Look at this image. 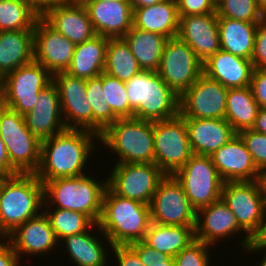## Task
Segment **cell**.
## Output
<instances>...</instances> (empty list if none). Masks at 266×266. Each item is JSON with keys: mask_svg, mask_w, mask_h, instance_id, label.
Masks as SVG:
<instances>
[{"mask_svg": "<svg viewBox=\"0 0 266 266\" xmlns=\"http://www.w3.org/2000/svg\"><path fill=\"white\" fill-rule=\"evenodd\" d=\"M99 136L87 130L66 129L41 141L40 163L35 175L40 181L84 175Z\"/></svg>", "mask_w": 266, "mask_h": 266, "instance_id": "6da1fadb", "label": "cell"}, {"mask_svg": "<svg viewBox=\"0 0 266 266\" xmlns=\"http://www.w3.org/2000/svg\"><path fill=\"white\" fill-rule=\"evenodd\" d=\"M151 223L150 207L134 199L121 197L106 186L98 231L110 246L142 241Z\"/></svg>", "mask_w": 266, "mask_h": 266, "instance_id": "7a4b0ae2", "label": "cell"}, {"mask_svg": "<svg viewBox=\"0 0 266 266\" xmlns=\"http://www.w3.org/2000/svg\"><path fill=\"white\" fill-rule=\"evenodd\" d=\"M44 203V185L35 174L4 177L0 184V236L36 217Z\"/></svg>", "mask_w": 266, "mask_h": 266, "instance_id": "3957f363", "label": "cell"}, {"mask_svg": "<svg viewBox=\"0 0 266 266\" xmlns=\"http://www.w3.org/2000/svg\"><path fill=\"white\" fill-rule=\"evenodd\" d=\"M125 85L134 118L161 121L179 115V96L157 71L141 70Z\"/></svg>", "mask_w": 266, "mask_h": 266, "instance_id": "277c9868", "label": "cell"}, {"mask_svg": "<svg viewBox=\"0 0 266 266\" xmlns=\"http://www.w3.org/2000/svg\"><path fill=\"white\" fill-rule=\"evenodd\" d=\"M41 182L44 185L43 206L48 207V210L54 206L59 209L77 211L87 215L95 224L99 222L107 180L105 183L104 181L100 183L89 174H84L78 177L56 178Z\"/></svg>", "mask_w": 266, "mask_h": 266, "instance_id": "5b68a950", "label": "cell"}, {"mask_svg": "<svg viewBox=\"0 0 266 266\" xmlns=\"http://www.w3.org/2000/svg\"><path fill=\"white\" fill-rule=\"evenodd\" d=\"M121 163H155L153 121L120 118L99 136Z\"/></svg>", "mask_w": 266, "mask_h": 266, "instance_id": "8992f818", "label": "cell"}, {"mask_svg": "<svg viewBox=\"0 0 266 266\" xmlns=\"http://www.w3.org/2000/svg\"><path fill=\"white\" fill-rule=\"evenodd\" d=\"M0 137L11 166L19 174H35L40 163L41 140L26 126L24 115L1 103Z\"/></svg>", "mask_w": 266, "mask_h": 266, "instance_id": "52a82bcc", "label": "cell"}, {"mask_svg": "<svg viewBox=\"0 0 266 266\" xmlns=\"http://www.w3.org/2000/svg\"><path fill=\"white\" fill-rule=\"evenodd\" d=\"M52 81L53 75L33 60L2 78L0 103L25 115L37 103L39 92Z\"/></svg>", "mask_w": 266, "mask_h": 266, "instance_id": "ba28073f", "label": "cell"}, {"mask_svg": "<svg viewBox=\"0 0 266 266\" xmlns=\"http://www.w3.org/2000/svg\"><path fill=\"white\" fill-rule=\"evenodd\" d=\"M155 164L166 174L174 175L194 155L185 119L180 115L153 121Z\"/></svg>", "mask_w": 266, "mask_h": 266, "instance_id": "9c48e42d", "label": "cell"}, {"mask_svg": "<svg viewBox=\"0 0 266 266\" xmlns=\"http://www.w3.org/2000/svg\"><path fill=\"white\" fill-rule=\"evenodd\" d=\"M174 176L196 211L221 198L224 181L211 156L194 154Z\"/></svg>", "mask_w": 266, "mask_h": 266, "instance_id": "30bf717a", "label": "cell"}, {"mask_svg": "<svg viewBox=\"0 0 266 266\" xmlns=\"http://www.w3.org/2000/svg\"><path fill=\"white\" fill-rule=\"evenodd\" d=\"M157 73L180 97L203 74V63L187 43L178 37L168 38Z\"/></svg>", "mask_w": 266, "mask_h": 266, "instance_id": "8fae6325", "label": "cell"}, {"mask_svg": "<svg viewBox=\"0 0 266 266\" xmlns=\"http://www.w3.org/2000/svg\"><path fill=\"white\" fill-rule=\"evenodd\" d=\"M107 186L117 195L149 205L165 173L155 163L115 164Z\"/></svg>", "mask_w": 266, "mask_h": 266, "instance_id": "7c38bea8", "label": "cell"}, {"mask_svg": "<svg viewBox=\"0 0 266 266\" xmlns=\"http://www.w3.org/2000/svg\"><path fill=\"white\" fill-rule=\"evenodd\" d=\"M151 222L160 225L195 227L196 210L191 206L181 183L165 175L149 204Z\"/></svg>", "mask_w": 266, "mask_h": 266, "instance_id": "4fadbf2b", "label": "cell"}, {"mask_svg": "<svg viewBox=\"0 0 266 266\" xmlns=\"http://www.w3.org/2000/svg\"><path fill=\"white\" fill-rule=\"evenodd\" d=\"M221 198L245 231L240 244L246 249L249 236L257 228L265 211L260 184L258 180L224 182Z\"/></svg>", "mask_w": 266, "mask_h": 266, "instance_id": "5bb4252c", "label": "cell"}, {"mask_svg": "<svg viewBox=\"0 0 266 266\" xmlns=\"http://www.w3.org/2000/svg\"><path fill=\"white\" fill-rule=\"evenodd\" d=\"M228 89L202 74L179 97V115L183 118L224 119Z\"/></svg>", "mask_w": 266, "mask_h": 266, "instance_id": "9a60e30c", "label": "cell"}, {"mask_svg": "<svg viewBox=\"0 0 266 266\" xmlns=\"http://www.w3.org/2000/svg\"><path fill=\"white\" fill-rule=\"evenodd\" d=\"M53 82L58 87L61 114L66 128L92 132V108L86 98V79L59 72L53 75Z\"/></svg>", "mask_w": 266, "mask_h": 266, "instance_id": "2e32d148", "label": "cell"}, {"mask_svg": "<svg viewBox=\"0 0 266 266\" xmlns=\"http://www.w3.org/2000/svg\"><path fill=\"white\" fill-rule=\"evenodd\" d=\"M34 61L52 75L66 72L72 61L75 44L52 28L42 17L33 30Z\"/></svg>", "mask_w": 266, "mask_h": 266, "instance_id": "e0dca14e", "label": "cell"}, {"mask_svg": "<svg viewBox=\"0 0 266 266\" xmlns=\"http://www.w3.org/2000/svg\"><path fill=\"white\" fill-rule=\"evenodd\" d=\"M177 37L187 43L204 63L221 49L217 12L179 16Z\"/></svg>", "mask_w": 266, "mask_h": 266, "instance_id": "ac0fdd59", "label": "cell"}, {"mask_svg": "<svg viewBox=\"0 0 266 266\" xmlns=\"http://www.w3.org/2000/svg\"><path fill=\"white\" fill-rule=\"evenodd\" d=\"M84 6L97 35L122 38L133 26L134 10L129 1H88Z\"/></svg>", "mask_w": 266, "mask_h": 266, "instance_id": "d6986e66", "label": "cell"}, {"mask_svg": "<svg viewBox=\"0 0 266 266\" xmlns=\"http://www.w3.org/2000/svg\"><path fill=\"white\" fill-rule=\"evenodd\" d=\"M26 126L41 141L66 130L57 85L52 81L38 94L33 109L24 115Z\"/></svg>", "mask_w": 266, "mask_h": 266, "instance_id": "ffe728a7", "label": "cell"}, {"mask_svg": "<svg viewBox=\"0 0 266 266\" xmlns=\"http://www.w3.org/2000/svg\"><path fill=\"white\" fill-rule=\"evenodd\" d=\"M211 158L224 182L257 181L259 179L260 171L238 134L218 149Z\"/></svg>", "mask_w": 266, "mask_h": 266, "instance_id": "44dd1931", "label": "cell"}, {"mask_svg": "<svg viewBox=\"0 0 266 266\" xmlns=\"http://www.w3.org/2000/svg\"><path fill=\"white\" fill-rule=\"evenodd\" d=\"M194 230L195 240L211 246L234 233L245 232L222 198L196 211Z\"/></svg>", "mask_w": 266, "mask_h": 266, "instance_id": "7402d4cb", "label": "cell"}, {"mask_svg": "<svg viewBox=\"0 0 266 266\" xmlns=\"http://www.w3.org/2000/svg\"><path fill=\"white\" fill-rule=\"evenodd\" d=\"M6 238L18 257L21 253L39 256V253H48L60 244L43 211L16 227Z\"/></svg>", "mask_w": 266, "mask_h": 266, "instance_id": "603a6c76", "label": "cell"}, {"mask_svg": "<svg viewBox=\"0 0 266 266\" xmlns=\"http://www.w3.org/2000/svg\"><path fill=\"white\" fill-rule=\"evenodd\" d=\"M184 119L189 144L196 155L212 156L237 134L225 119Z\"/></svg>", "mask_w": 266, "mask_h": 266, "instance_id": "cb8c5ba5", "label": "cell"}, {"mask_svg": "<svg viewBox=\"0 0 266 266\" xmlns=\"http://www.w3.org/2000/svg\"><path fill=\"white\" fill-rule=\"evenodd\" d=\"M253 70L251 60L221 49L203 63V74L227 89L250 86Z\"/></svg>", "mask_w": 266, "mask_h": 266, "instance_id": "d4e9b609", "label": "cell"}, {"mask_svg": "<svg viewBox=\"0 0 266 266\" xmlns=\"http://www.w3.org/2000/svg\"><path fill=\"white\" fill-rule=\"evenodd\" d=\"M42 18L75 45L97 35L84 5L60 4Z\"/></svg>", "mask_w": 266, "mask_h": 266, "instance_id": "484cf974", "label": "cell"}, {"mask_svg": "<svg viewBox=\"0 0 266 266\" xmlns=\"http://www.w3.org/2000/svg\"><path fill=\"white\" fill-rule=\"evenodd\" d=\"M133 26L167 39L177 37L179 14L176 0H162L152 6L134 9Z\"/></svg>", "mask_w": 266, "mask_h": 266, "instance_id": "4316f807", "label": "cell"}, {"mask_svg": "<svg viewBox=\"0 0 266 266\" xmlns=\"http://www.w3.org/2000/svg\"><path fill=\"white\" fill-rule=\"evenodd\" d=\"M34 60L33 30L0 31V76Z\"/></svg>", "mask_w": 266, "mask_h": 266, "instance_id": "83f0119b", "label": "cell"}, {"mask_svg": "<svg viewBox=\"0 0 266 266\" xmlns=\"http://www.w3.org/2000/svg\"><path fill=\"white\" fill-rule=\"evenodd\" d=\"M108 40V37L96 35L90 40L76 44L66 72L82 79H90L103 73Z\"/></svg>", "mask_w": 266, "mask_h": 266, "instance_id": "f1b7e54d", "label": "cell"}, {"mask_svg": "<svg viewBox=\"0 0 266 266\" xmlns=\"http://www.w3.org/2000/svg\"><path fill=\"white\" fill-rule=\"evenodd\" d=\"M257 23L231 18H218L221 50L251 60Z\"/></svg>", "mask_w": 266, "mask_h": 266, "instance_id": "f546056e", "label": "cell"}, {"mask_svg": "<svg viewBox=\"0 0 266 266\" xmlns=\"http://www.w3.org/2000/svg\"><path fill=\"white\" fill-rule=\"evenodd\" d=\"M142 70L157 71L167 38L134 26L122 37Z\"/></svg>", "mask_w": 266, "mask_h": 266, "instance_id": "4dcf8cb0", "label": "cell"}, {"mask_svg": "<svg viewBox=\"0 0 266 266\" xmlns=\"http://www.w3.org/2000/svg\"><path fill=\"white\" fill-rule=\"evenodd\" d=\"M195 227L160 225L151 222L142 240L146 245L175 257L195 241Z\"/></svg>", "mask_w": 266, "mask_h": 266, "instance_id": "1f68e13d", "label": "cell"}, {"mask_svg": "<svg viewBox=\"0 0 266 266\" xmlns=\"http://www.w3.org/2000/svg\"><path fill=\"white\" fill-rule=\"evenodd\" d=\"M259 109L250 86L228 89L224 119L236 133L254 126Z\"/></svg>", "mask_w": 266, "mask_h": 266, "instance_id": "d6a6232c", "label": "cell"}, {"mask_svg": "<svg viewBox=\"0 0 266 266\" xmlns=\"http://www.w3.org/2000/svg\"><path fill=\"white\" fill-rule=\"evenodd\" d=\"M61 241L66 243V251L77 266H106L109 262L106 261V249L100 238L97 239L88 231L67 236Z\"/></svg>", "mask_w": 266, "mask_h": 266, "instance_id": "836d02e7", "label": "cell"}, {"mask_svg": "<svg viewBox=\"0 0 266 266\" xmlns=\"http://www.w3.org/2000/svg\"><path fill=\"white\" fill-rule=\"evenodd\" d=\"M141 70L127 43L122 38H109L104 73L127 82Z\"/></svg>", "mask_w": 266, "mask_h": 266, "instance_id": "e575fe53", "label": "cell"}, {"mask_svg": "<svg viewBox=\"0 0 266 266\" xmlns=\"http://www.w3.org/2000/svg\"><path fill=\"white\" fill-rule=\"evenodd\" d=\"M43 210L59 242L67 236L90 231L93 227L97 229V224L81 212L59 208L52 210V207L48 211L44 206Z\"/></svg>", "mask_w": 266, "mask_h": 266, "instance_id": "d590c367", "label": "cell"}, {"mask_svg": "<svg viewBox=\"0 0 266 266\" xmlns=\"http://www.w3.org/2000/svg\"><path fill=\"white\" fill-rule=\"evenodd\" d=\"M87 99L92 108V132L100 136L110 125L119 118L113 113L106 103L103 86L102 73L90 79H86Z\"/></svg>", "mask_w": 266, "mask_h": 266, "instance_id": "8d00e7d4", "label": "cell"}, {"mask_svg": "<svg viewBox=\"0 0 266 266\" xmlns=\"http://www.w3.org/2000/svg\"><path fill=\"white\" fill-rule=\"evenodd\" d=\"M40 17L23 0H4L0 2V31L34 30Z\"/></svg>", "mask_w": 266, "mask_h": 266, "instance_id": "74e56055", "label": "cell"}, {"mask_svg": "<svg viewBox=\"0 0 266 266\" xmlns=\"http://www.w3.org/2000/svg\"><path fill=\"white\" fill-rule=\"evenodd\" d=\"M102 86L106 103L119 119L134 117V111L129 107L125 82L103 72Z\"/></svg>", "mask_w": 266, "mask_h": 266, "instance_id": "f35d334b", "label": "cell"}, {"mask_svg": "<svg viewBox=\"0 0 266 266\" xmlns=\"http://www.w3.org/2000/svg\"><path fill=\"white\" fill-rule=\"evenodd\" d=\"M218 18H231L257 23L265 13L259 8L256 0H223L216 7Z\"/></svg>", "mask_w": 266, "mask_h": 266, "instance_id": "ab89813d", "label": "cell"}, {"mask_svg": "<svg viewBox=\"0 0 266 266\" xmlns=\"http://www.w3.org/2000/svg\"><path fill=\"white\" fill-rule=\"evenodd\" d=\"M246 148L250 152L257 169L262 172L266 170V134L259 133L253 129H245L237 133Z\"/></svg>", "mask_w": 266, "mask_h": 266, "instance_id": "60d3db41", "label": "cell"}, {"mask_svg": "<svg viewBox=\"0 0 266 266\" xmlns=\"http://www.w3.org/2000/svg\"><path fill=\"white\" fill-rule=\"evenodd\" d=\"M211 245L195 240L175 257V266H210L208 249Z\"/></svg>", "mask_w": 266, "mask_h": 266, "instance_id": "b9f144b4", "label": "cell"}, {"mask_svg": "<svg viewBox=\"0 0 266 266\" xmlns=\"http://www.w3.org/2000/svg\"><path fill=\"white\" fill-rule=\"evenodd\" d=\"M251 62L254 69H266V15L257 22Z\"/></svg>", "mask_w": 266, "mask_h": 266, "instance_id": "7bdbcfd3", "label": "cell"}, {"mask_svg": "<svg viewBox=\"0 0 266 266\" xmlns=\"http://www.w3.org/2000/svg\"><path fill=\"white\" fill-rule=\"evenodd\" d=\"M179 16L216 13L211 0H176Z\"/></svg>", "mask_w": 266, "mask_h": 266, "instance_id": "ee69618b", "label": "cell"}, {"mask_svg": "<svg viewBox=\"0 0 266 266\" xmlns=\"http://www.w3.org/2000/svg\"><path fill=\"white\" fill-rule=\"evenodd\" d=\"M250 87L260 108H266V69H254Z\"/></svg>", "mask_w": 266, "mask_h": 266, "instance_id": "f6af8a7d", "label": "cell"}, {"mask_svg": "<svg viewBox=\"0 0 266 266\" xmlns=\"http://www.w3.org/2000/svg\"><path fill=\"white\" fill-rule=\"evenodd\" d=\"M118 266H146L130 245L111 246Z\"/></svg>", "mask_w": 266, "mask_h": 266, "instance_id": "bcb514c9", "label": "cell"}, {"mask_svg": "<svg viewBox=\"0 0 266 266\" xmlns=\"http://www.w3.org/2000/svg\"><path fill=\"white\" fill-rule=\"evenodd\" d=\"M266 249V209L259 221L257 228L250 234L249 241L245 250L254 252Z\"/></svg>", "mask_w": 266, "mask_h": 266, "instance_id": "7dc6e473", "label": "cell"}, {"mask_svg": "<svg viewBox=\"0 0 266 266\" xmlns=\"http://www.w3.org/2000/svg\"><path fill=\"white\" fill-rule=\"evenodd\" d=\"M130 246L137 252L141 261L146 265L150 266L151 262L160 259L165 256L163 252L155 250L154 248L149 247L143 241H138L131 243Z\"/></svg>", "mask_w": 266, "mask_h": 266, "instance_id": "c3c4849f", "label": "cell"}, {"mask_svg": "<svg viewBox=\"0 0 266 266\" xmlns=\"http://www.w3.org/2000/svg\"><path fill=\"white\" fill-rule=\"evenodd\" d=\"M3 242H0V266H20V257L9 242L7 244Z\"/></svg>", "mask_w": 266, "mask_h": 266, "instance_id": "681fc988", "label": "cell"}, {"mask_svg": "<svg viewBox=\"0 0 266 266\" xmlns=\"http://www.w3.org/2000/svg\"><path fill=\"white\" fill-rule=\"evenodd\" d=\"M39 17H43L50 9L57 5L64 4L63 0H23Z\"/></svg>", "mask_w": 266, "mask_h": 266, "instance_id": "f907efd6", "label": "cell"}, {"mask_svg": "<svg viewBox=\"0 0 266 266\" xmlns=\"http://www.w3.org/2000/svg\"><path fill=\"white\" fill-rule=\"evenodd\" d=\"M19 174L10 164L6 146L0 137V175L10 177Z\"/></svg>", "mask_w": 266, "mask_h": 266, "instance_id": "816d5d0a", "label": "cell"}, {"mask_svg": "<svg viewBox=\"0 0 266 266\" xmlns=\"http://www.w3.org/2000/svg\"><path fill=\"white\" fill-rule=\"evenodd\" d=\"M251 129L256 132L266 134V108L259 109L255 124Z\"/></svg>", "mask_w": 266, "mask_h": 266, "instance_id": "f5cc1de1", "label": "cell"}, {"mask_svg": "<svg viewBox=\"0 0 266 266\" xmlns=\"http://www.w3.org/2000/svg\"><path fill=\"white\" fill-rule=\"evenodd\" d=\"M162 0H129L133 10L140 8V7H148L152 6L158 2H161Z\"/></svg>", "mask_w": 266, "mask_h": 266, "instance_id": "db71d44e", "label": "cell"}, {"mask_svg": "<svg viewBox=\"0 0 266 266\" xmlns=\"http://www.w3.org/2000/svg\"><path fill=\"white\" fill-rule=\"evenodd\" d=\"M150 266H175L174 257H170L169 255H165L154 262H151Z\"/></svg>", "mask_w": 266, "mask_h": 266, "instance_id": "11a10c76", "label": "cell"}, {"mask_svg": "<svg viewBox=\"0 0 266 266\" xmlns=\"http://www.w3.org/2000/svg\"><path fill=\"white\" fill-rule=\"evenodd\" d=\"M258 182H259L260 187H261L262 196H263V203H264V207L266 209V170L260 172Z\"/></svg>", "mask_w": 266, "mask_h": 266, "instance_id": "9f6ffc18", "label": "cell"}, {"mask_svg": "<svg viewBox=\"0 0 266 266\" xmlns=\"http://www.w3.org/2000/svg\"><path fill=\"white\" fill-rule=\"evenodd\" d=\"M64 4H76V5H84L86 2L90 0H63Z\"/></svg>", "mask_w": 266, "mask_h": 266, "instance_id": "6f0895ef", "label": "cell"}, {"mask_svg": "<svg viewBox=\"0 0 266 266\" xmlns=\"http://www.w3.org/2000/svg\"><path fill=\"white\" fill-rule=\"evenodd\" d=\"M259 8L265 13L266 15V0H256Z\"/></svg>", "mask_w": 266, "mask_h": 266, "instance_id": "680465c9", "label": "cell"}, {"mask_svg": "<svg viewBox=\"0 0 266 266\" xmlns=\"http://www.w3.org/2000/svg\"><path fill=\"white\" fill-rule=\"evenodd\" d=\"M211 2L214 4L215 7H218L223 2V0H211Z\"/></svg>", "mask_w": 266, "mask_h": 266, "instance_id": "91938a15", "label": "cell"}, {"mask_svg": "<svg viewBox=\"0 0 266 266\" xmlns=\"http://www.w3.org/2000/svg\"><path fill=\"white\" fill-rule=\"evenodd\" d=\"M265 251H266V249H265ZM258 264H260L259 266H266V255L264 256V258L262 259V261L259 262Z\"/></svg>", "mask_w": 266, "mask_h": 266, "instance_id": "94428289", "label": "cell"}, {"mask_svg": "<svg viewBox=\"0 0 266 266\" xmlns=\"http://www.w3.org/2000/svg\"><path fill=\"white\" fill-rule=\"evenodd\" d=\"M1 93H2V77L0 76V97H1Z\"/></svg>", "mask_w": 266, "mask_h": 266, "instance_id": "6125c7cd", "label": "cell"}, {"mask_svg": "<svg viewBox=\"0 0 266 266\" xmlns=\"http://www.w3.org/2000/svg\"><path fill=\"white\" fill-rule=\"evenodd\" d=\"M90 1H113V0H90ZM125 1H129V0H125Z\"/></svg>", "mask_w": 266, "mask_h": 266, "instance_id": "be15d7a7", "label": "cell"}, {"mask_svg": "<svg viewBox=\"0 0 266 266\" xmlns=\"http://www.w3.org/2000/svg\"><path fill=\"white\" fill-rule=\"evenodd\" d=\"M3 178H4V176L0 175V184H1L2 180H3Z\"/></svg>", "mask_w": 266, "mask_h": 266, "instance_id": "e7e4bbea", "label": "cell"}]
</instances>
